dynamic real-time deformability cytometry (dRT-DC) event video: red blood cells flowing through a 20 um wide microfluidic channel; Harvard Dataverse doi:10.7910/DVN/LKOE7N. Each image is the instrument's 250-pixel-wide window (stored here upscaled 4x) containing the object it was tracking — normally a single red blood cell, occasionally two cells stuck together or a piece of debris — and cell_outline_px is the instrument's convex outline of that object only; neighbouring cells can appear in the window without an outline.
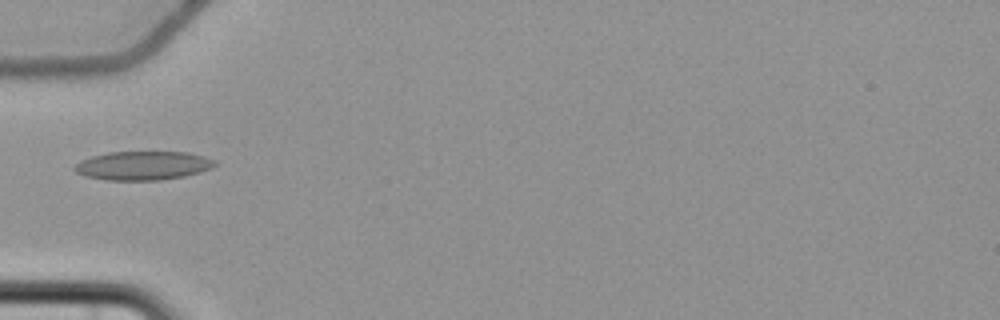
{"species": "common noctule bat (a hibernating species)", "species_latin": "Nyctalus noctula", "temperature_condition": "cold", "stored_images_in_passage": 8, "camera_frame_rate_fps": 3000, "um_per_image_px": 0.085, "animal": {"sex": "female", "body_mass_g": 22.7, "forearm_length_mm": 54.2}, "frame": {"image": 1, "passage_image": 6, "time_ms": 6.0, "image_size_px": [1000, 320], "cell_outline_px": [[220, 164], [212, 168], [200, 172], [184, 176], [160, 180], [104, 180], [84, 176], [76, 172], [72, 168], [80, 160], [92, 156], [108, 152], [188, 152], [204, 156], [216, 160]], "centroid_in_image_um": [12.17, 14.07], "position_along_channel_um": 72.8, "area_um2": 23.81}}
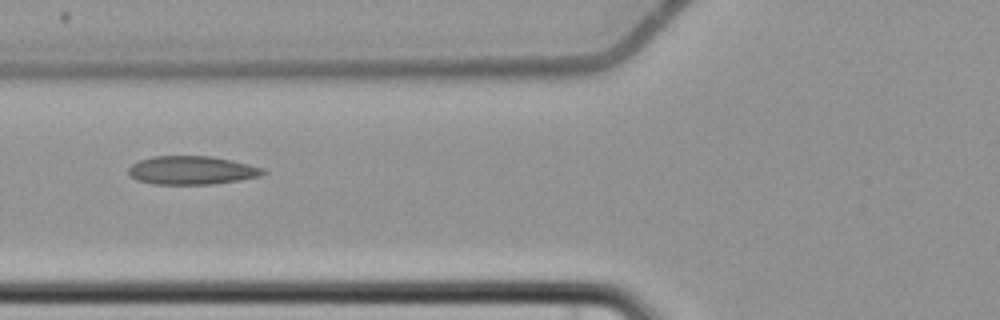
{"frame": {"image": 2, "passage_image": 7, "time_ms": 7.0, "image_size_px": [1000, 320], "cell_outline_px": [[268, 172], [260, 176], [240, 180], [212, 184], [152, 184], [136, 180], [128, 172], [128, 168], [132, 164], [140, 160], [152, 156], [212, 156], [232, 160], [264, 168]], "centroid_in_image_um": [16.32, 14.47], "position_along_channel_um": 109.5, "area_um2": 22.43}}
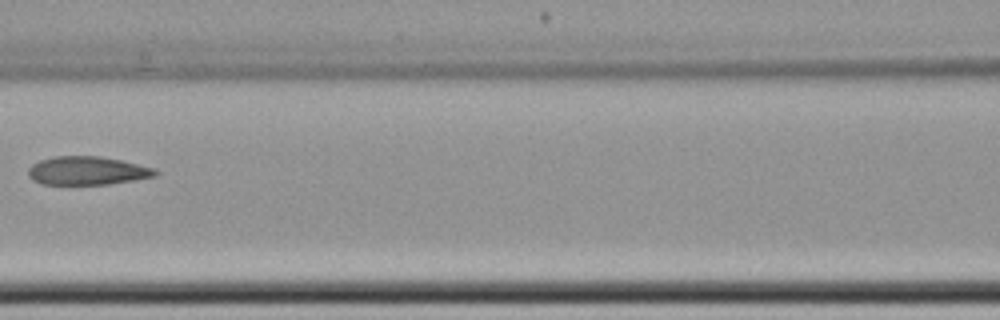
{"frame": {"image": 3, "passage_image": 8, "time_ms": 8.333, "image_size_px": [1000, 320], "cell_outline_px": [[160, 172], [156, 176], [108, 184], [40, 184], [32, 180], [28, 176], [28, 168], [32, 164], [40, 160], [56, 156], [100, 156], [120, 160], [156, 168]], "centroid_in_image_um": [7.41, 14.51], "position_along_channel_um": 159.2, "area_um2": 21.1}}